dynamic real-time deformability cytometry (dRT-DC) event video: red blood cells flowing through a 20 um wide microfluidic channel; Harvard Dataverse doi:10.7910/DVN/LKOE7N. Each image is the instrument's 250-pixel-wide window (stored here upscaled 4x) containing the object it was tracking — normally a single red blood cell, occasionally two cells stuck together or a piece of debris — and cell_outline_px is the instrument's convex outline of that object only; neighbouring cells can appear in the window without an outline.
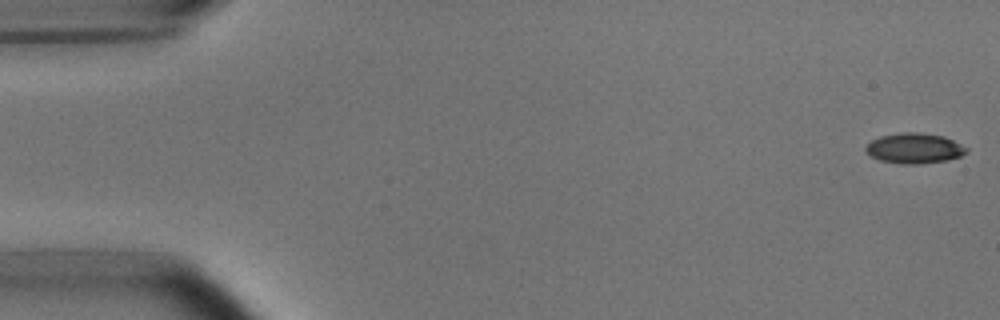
{"species": "common noctule bat (a hibernating species)", "species_latin": "Nyctalus noctula", "temperature_condition": "room temperature", "stored_images_in_passage": 53, "camera_frame_rate_fps": 3000, "um_per_image_px": 0.085, "animal": {"sex": "male", "body_mass_g": 15.6}, "frame": {"image": 1, "passage_image": 1, "time_ms": 0.0, "image_size_px": [1000, 320], "cell_outline_px": [[968, 152], [960, 156], [948, 160], [920, 164], [904, 164], [880, 160], [872, 156], [864, 148], [872, 140], [880, 136], [900, 132], [916, 132], [944, 136], [968, 148]], "centroid_in_image_um": [77.74, 12.6], "position_along_channel_um": 7.3, "area_um2": 17.69}}
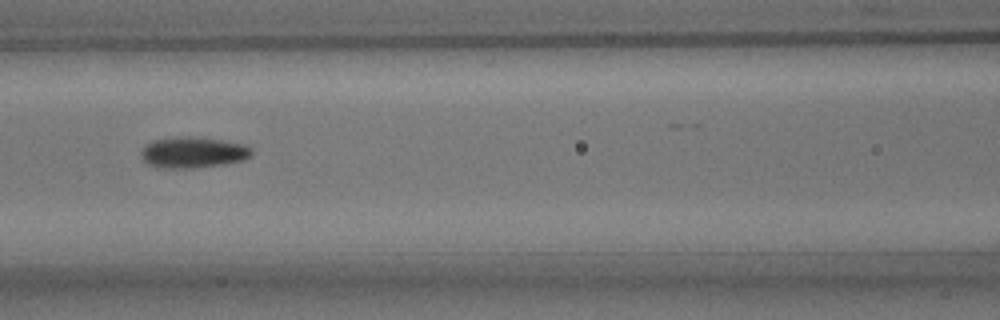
{"frame": {"image": 2, "passage_image": 23, "time_ms": 7.333, "image_size_px": [1000, 320], "cell_outline_px": [[252, 152], [244, 160], [224, 164], [192, 168], [160, 168], [148, 164], [144, 160], [140, 152], [152, 140], [188, 136], [220, 140], [244, 144], [252, 148]], "centroid_in_image_um": [16.41, 12.96], "position_along_channel_um": 150.2, "area_um2": 19.71}}
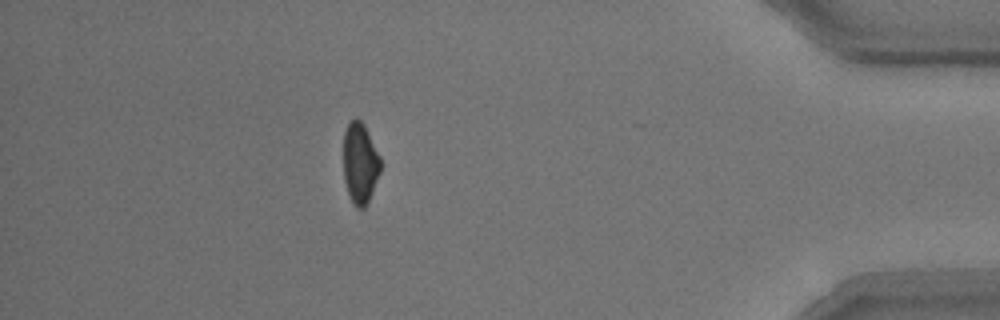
{"frame": {"image": 3, "passage_image": 47, "time_ms": 15.333, "image_size_px": [1000, 320], "cell_outline_px": [[380, 172], [368, 200], [364, 208], [356, 208], [352, 204], [344, 180], [344, 132], [348, 124], [356, 116], [364, 124], [380, 156]], "centroid_in_image_um": [30.59, 13.86], "position_along_channel_um": 404.6, "area_um2": 17.34}, "authors_computed_cell_mechanics": {"area_um2": 18.785, "velocity_mm_per_s": 3.7744, "shape_relaxation_time_tau1_ms": 4.7281, "shape_relaxation_time_tau2_ms": 5.1072, "deformation_change_tau1": 0.1346, "deformation_change_tau2": 0.1166}}